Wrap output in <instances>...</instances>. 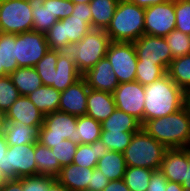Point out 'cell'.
<instances>
[{
	"instance_id": "6da1fadb",
	"label": "cell",
	"mask_w": 190,
	"mask_h": 191,
	"mask_svg": "<svg viewBox=\"0 0 190 191\" xmlns=\"http://www.w3.org/2000/svg\"><path fill=\"white\" fill-rule=\"evenodd\" d=\"M144 123L147 120L165 117L187 104V93L178 87L166 74L144 86Z\"/></svg>"
},
{
	"instance_id": "7a4b0ae2",
	"label": "cell",
	"mask_w": 190,
	"mask_h": 191,
	"mask_svg": "<svg viewBox=\"0 0 190 191\" xmlns=\"http://www.w3.org/2000/svg\"><path fill=\"white\" fill-rule=\"evenodd\" d=\"M142 128L167 148H187L190 141V107L186 104L165 117L147 120Z\"/></svg>"
},
{
	"instance_id": "3957f363",
	"label": "cell",
	"mask_w": 190,
	"mask_h": 191,
	"mask_svg": "<svg viewBox=\"0 0 190 191\" xmlns=\"http://www.w3.org/2000/svg\"><path fill=\"white\" fill-rule=\"evenodd\" d=\"M111 40L105 30L92 29L79 42H70L56 50L59 56L76 64L83 75L105 58Z\"/></svg>"
},
{
	"instance_id": "277c9868",
	"label": "cell",
	"mask_w": 190,
	"mask_h": 191,
	"mask_svg": "<svg viewBox=\"0 0 190 191\" xmlns=\"http://www.w3.org/2000/svg\"><path fill=\"white\" fill-rule=\"evenodd\" d=\"M145 8L119 0L114 16L105 30L111 41L134 42L145 34Z\"/></svg>"
},
{
	"instance_id": "5b68a950",
	"label": "cell",
	"mask_w": 190,
	"mask_h": 191,
	"mask_svg": "<svg viewBox=\"0 0 190 191\" xmlns=\"http://www.w3.org/2000/svg\"><path fill=\"white\" fill-rule=\"evenodd\" d=\"M168 148L148 135L143 128L135 132L123 152L127 167H144L160 170Z\"/></svg>"
},
{
	"instance_id": "8992f818",
	"label": "cell",
	"mask_w": 190,
	"mask_h": 191,
	"mask_svg": "<svg viewBox=\"0 0 190 191\" xmlns=\"http://www.w3.org/2000/svg\"><path fill=\"white\" fill-rule=\"evenodd\" d=\"M76 126L77 117L71 114L55 111L44 115L38 142L50 149L66 139L76 143Z\"/></svg>"
},
{
	"instance_id": "52a82bcc",
	"label": "cell",
	"mask_w": 190,
	"mask_h": 191,
	"mask_svg": "<svg viewBox=\"0 0 190 191\" xmlns=\"http://www.w3.org/2000/svg\"><path fill=\"white\" fill-rule=\"evenodd\" d=\"M28 0H0V32L20 34L33 30Z\"/></svg>"
},
{
	"instance_id": "ba28073f",
	"label": "cell",
	"mask_w": 190,
	"mask_h": 191,
	"mask_svg": "<svg viewBox=\"0 0 190 191\" xmlns=\"http://www.w3.org/2000/svg\"><path fill=\"white\" fill-rule=\"evenodd\" d=\"M93 28L87 18L70 15L58 20L46 33V41L50 50H58L70 42H79Z\"/></svg>"
},
{
	"instance_id": "9c48e42d",
	"label": "cell",
	"mask_w": 190,
	"mask_h": 191,
	"mask_svg": "<svg viewBox=\"0 0 190 191\" xmlns=\"http://www.w3.org/2000/svg\"><path fill=\"white\" fill-rule=\"evenodd\" d=\"M34 155L35 144L8 146L4 154L3 175L7 180L37 175Z\"/></svg>"
},
{
	"instance_id": "30bf717a",
	"label": "cell",
	"mask_w": 190,
	"mask_h": 191,
	"mask_svg": "<svg viewBox=\"0 0 190 191\" xmlns=\"http://www.w3.org/2000/svg\"><path fill=\"white\" fill-rule=\"evenodd\" d=\"M105 57L111 63L119 84L135 81L138 61L133 42L111 41Z\"/></svg>"
},
{
	"instance_id": "8fae6325",
	"label": "cell",
	"mask_w": 190,
	"mask_h": 191,
	"mask_svg": "<svg viewBox=\"0 0 190 191\" xmlns=\"http://www.w3.org/2000/svg\"><path fill=\"white\" fill-rule=\"evenodd\" d=\"M45 34L27 31L16 34V60L18 67H35L48 52Z\"/></svg>"
},
{
	"instance_id": "7c38bea8",
	"label": "cell",
	"mask_w": 190,
	"mask_h": 191,
	"mask_svg": "<svg viewBox=\"0 0 190 191\" xmlns=\"http://www.w3.org/2000/svg\"><path fill=\"white\" fill-rule=\"evenodd\" d=\"M174 0L145 8V34L166 37L176 27Z\"/></svg>"
},
{
	"instance_id": "4fadbf2b",
	"label": "cell",
	"mask_w": 190,
	"mask_h": 191,
	"mask_svg": "<svg viewBox=\"0 0 190 191\" xmlns=\"http://www.w3.org/2000/svg\"><path fill=\"white\" fill-rule=\"evenodd\" d=\"M133 44L137 54V61L156 63V65L161 66L167 72L174 58L165 37L144 34L134 41Z\"/></svg>"
},
{
	"instance_id": "5bb4252c",
	"label": "cell",
	"mask_w": 190,
	"mask_h": 191,
	"mask_svg": "<svg viewBox=\"0 0 190 191\" xmlns=\"http://www.w3.org/2000/svg\"><path fill=\"white\" fill-rule=\"evenodd\" d=\"M116 108L134 116L144 124V86L137 81L121 83L112 93Z\"/></svg>"
},
{
	"instance_id": "9a60e30c",
	"label": "cell",
	"mask_w": 190,
	"mask_h": 191,
	"mask_svg": "<svg viewBox=\"0 0 190 191\" xmlns=\"http://www.w3.org/2000/svg\"><path fill=\"white\" fill-rule=\"evenodd\" d=\"M88 92L89 87L87 86L86 80L81 77L74 84L61 92L58 111L76 117L86 115Z\"/></svg>"
},
{
	"instance_id": "2e32d148",
	"label": "cell",
	"mask_w": 190,
	"mask_h": 191,
	"mask_svg": "<svg viewBox=\"0 0 190 191\" xmlns=\"http://www.w3.org/2000/svg\"><path fill=\"white\" fill-rule=\"evenodd\" d=\"M87 86L96 91L113 93L119 85L111 63L105 57L82 75Z\"/></svg>"
},
{
	"instance_id": "e0dca14e",
	"label": "cell",
	"mask_w": 190,
	"mask_h": 191,
	"mask_svg": "<svg viewBox=\"0 0 190 191\" xmlns=\"http://www.w3.org/2000/svg\"><path fill=\"white\" fill-rule=\"evenodd\" d=\"M186 166H188V148H168L160 171L168 181L181 184L185 181Z\"/></svg>"
},
{
	"instance_id": "ac0fdd59",
	"label": "cell",
	"mask_w": 190,
	"mask_h": 191,
	"mask_svg": "<svg viewBox=\"0 0 190 191\" xmlns=\"http://www.w3.org/2000/svg\"><path fill=\"white\" fill-rule=\"evenodd\" d=\"M7 121H20L27 126L43 125L44 114L29 100L27 96H20L6 111Z\"/></svg>"
},
{
	"instance_id": "d6986e66",
	"label": "cell",
	"mask_w": 190,
	"mask_h": 191,
	"mask_svg": "<svg viewBox=\"0 0 190 191\" xmlns=\"http://www.w3.org/2000/svg\"><path fill=\"white\" fill-rule=\"evenodd\" d=\"M116 109L112 93L96 91L89 88L86 115L96 121L107 119Z\"/></svg>"
},
{
	"instance_id": "ffe728a7",
	"label": "cell",
	"mask_w": 190,
	"mask_h": 191,
	"mask_svg": "<svg viewBox=\"0 0 190 191\" xmlns=\"http://www.w3.org/2000/svg\"><path fill=\"white\" fill-rule=\"evenodd\" d=\"M93 168L75 165L63 166L56 179L69 191H87Z\"/></svg>"
},
{
	"instance_id": "44dd1931",
	"label": "cell",
	"mask_w": 190,
	"mask_h": 191,
	"mask_svg": "<svg viewBox=\"0 0 190 191\" xmlns=\"http://www.w3.org/2000/svg\"><path fill=\"white\" fill-rule=\"evenodd\" d=\"M38 126H27L20 121H7L2 129L8 146L35 144L39 139Z\"/></svg>"
},
{
	"instance_id": "7402d4cb",
	"label": "cell",
	"mask_w": 190,
	"mask_h": 191,
	"mask_svg": "<svg viewBox=\"0 0 190 191\" xmlns=\"http://www.w3.org/2000/svg\"><path fill=\"white\" fill-rule=\"evenodd\" d=\"M32 8L33 30L45 34L59 19L51 11V0H28Z\"/></svg>"
},
{
	"instance_id": "603a6c76",
	"label": "cell",
	"mask_w": 190,
	"mask_h": 191,
	"mask_svg": "<svg viewBox=\"0 0 190 191\" xmlns=\"http://www.w3.org/2000/svg\"><path fill=\"white\" fill-rule=\"evenodd\" d=\"M27 97L44 115H47L58 111L61 92L54 87L42 85Z\"/></svg>"
},
{
	"instance_id": "cb8c5ba5",
	"label": "cell",
	"mask_w": 190,
	"mask_h": 191,
	"mask_svg": "<svg viewBox=\"0 0 190 191\" xmlns=\"http://www.w3.org/2000/svg\"><path fill=\"white\" fill-rule=\"evenodd\" d=\"M108 151L109 149L101 140H97L92 144H79L72 163L94 169L97 166L98 160Z\"/></svg>"
},
{
	"instance_id": "d4e9b609",
	"label": "cell",
	"mask_w": 190,
	"mask_h": 191,
	"mask_svg": "<svg viewBox=\"0 0 190 191\" xmlns=\"http://www.w3.org/2000/svg\"><path fill=\"white\" fill-rule=\"evenodd\" d=\"M34 159L37 167V175H44L56 178L62 166L54 156L52 150L40 142L35 143Z\"/></svg>"
},
{
	"instance_id": "484cf974",
	"label": "cell",
	"mask_w": 190,
	"mask_h": 191,
	"mask_svg": "<svg viewBox=\"0 0 190 191\" xmlns=\"http://www.w3.org/2000/svg\"><path fill=\"white\" fill-rule=\"evenodd\" d=\"M9 76L20 96H27L43 85L35 67H18Z\"/></svg>"
},
{
	"instance_id": "4316f807",
	"label": "cell",
	"mask_w": 190,
	"mask_h": 191,
	"mask_svg": "<svg viewBox=\"0 0 190 191\" xmlns=\"http://www.w3.org/2000/svg\"><path fill=\"white\" fill-rule=\"evenodd\" d=\"M82 77L76 64L68 58L59 56L56 64L54 83L51 87L62 92Z\"/></svg>"
},
{
	"instance_id": "83f0119b",
	"label": "cell",
	"mask_w": 190,
	"mask_h": 191,
	"mask_svg": "<svg viewBox=\"0 0 190 191\" xmlns=\"http://www.w3.org/2000/svg\"><path fill=\"white\" fill-rule=\"evenodd\" d=\"M96 168L112 181L123 179L127 166L123 153L108 151L98 160Z\"/></svg>"
},
{
	"instance_id": "f1b7e54d",
	"label": "cell",
	"mask_w": 190,
	"mask_h": 191,
	"mask_svg": "<svg viewBox=\"0 0 190 191\" xmlns=\"http://www.w3.org/2000/svg\"><path fill=\"white\" fill-rule=\"evenodd\" d=\"M101 124L102 131L137 132L142 128L138 119L117 108Z\"/></svg>"
},
{
	"instance_id": "f546056e",
	"label": "cell",
	"mask_w": 190,
	"mask_h": 191,
	"mask_svg": "<svg viewBox=\"0 0 190 191\" xmlns=\"http://www.w3.org/2000/svg\"><path fill=\"white\" fill-rule=\"evenodd\" d=\"M119 0H91L92 28L106 30L114 16Z\"/></svg>"
},
{
	"instance_id": "4dcf8cb0",
	"label": "cell",
	"mask_w": 190,
	"mask_h": 191,
	"mask_svg": "<svg viewBox=\"0 0 190 191\" xmlns=\"http://www.w3.org/2000/svg\"><path fill=\"white\" fill-rule=\"evenodd\" d=\"M167 75L186 93L190 91V53L174 58L168 69Z\"/></svg>"
},
{
	"instance_id": "1f68e13d",
	"label": "cell",
	"mask_w": 190,
	"mask_h": 191,
	"mask_svg": "<svg viewBox=\"0 0 190 191\" xmlns=\"http://www.w3.org/2000/svg\"><path fill=\"white\" fill-rule=\"evenodd\" d=\"M0 60L4 73L10 75L18 68L16 60V34L0 32Z\"/></svg>"
},
{
	"instance_id": "d6a6232c",
	"label": "cell",
	"mask_w": 190,
	"mask_h": 191,
	"mask_svg": "<svg viewBox=\"0 0 190 191\" xmlns=\"http://www.w3.org/2000/svg\"><path fill=\"white\" fill-rule=\"evenodd\" d=\"M102 124L92 117L83 115L77 117L76 126V143L77 144H92L100 140Z\"/></svg>"
},
{
	"instance_id": "836d02e7",
	"label": "cell",
	"mask_w": 190,
	"mask_h": 191,
	"mask_svg": "<svg viewBox=\"0 0 190 191\" xmlns=\"http://www.w3.org/2000/svg\"><path fill=\"white\" fill-rule=\"evenodd\" d=\"M153 171L144 167H127L123 180L130 191H146Z\"/></svg>"
},
{
	"instance_id": "e575fe53",
	"label": "cell",
	"mask_w": 190,
	"mask_h": 191,
	"mask_svg": "<svg viewBox=\"0 0 190 191\" xmlns=\"http://www.w3.org/2000/svg\"><path fill=\"white\" fill-rule=\"evenodd\" d=\"M58 60V52L56 50H48L43 58L35 65L38 75L41 77L43 85L52 86L56 72V64Z\"/></svg>"
},
{
	"instance_id": "d590c367",
	"label": "cell",
	"mask_w": 190,
	"mask_h": 191,
	"mask_svg": "<svg viewBox=\"0 0 190 191\" xmlns=\"http://www.w3.org/2000/svg\"><path fill=\"white\" fill-rule=\"evenodd\" d=\"M135 132L101 131L100 140L109 149L123 153Z\"/></svg>"
},
{
	"instance_id": "8d00e7d4",
	"label": "cell",
	"mask_w": 190,
	"mask_h": 191,
	"mask_svg": "<svg viewBox=\"0 0 190 191\" xmlns=\"http://www.w3.org/2000/svg\"><path fill=\"white\" fill-rule=\"evenodd\" d=\"M167 72L156 63L137 62L135 81L141 85H149L165 76Z\"/></svg>"
},
{
	"instance_id": "74e56055",
	"label": "cell",
	"mask_w": 190,
	"mask_h": 191,
	"mask_svg": "<svg viewBox=\"0 0 190 191\" xmlns=\"http://www.w3.org/2000/svg\"><path fill=\"white\" fill-rule=\"evenodd\" d=\"M165 40L171 50L173 58L184 56L190 53L188 34L174 29L165 37Z\"/></svg>"
},
{
	"instance_id": "f35d334b",
	"label": "cell",
	"mask_w": 190,
	"mask_h": 191,
	"mask_svg": "<svg viewBox=\"0 0 190 191\" xmlns=\"http://www.w3.org/2000/svg\"><path fill=\"white\" fill-rule=\"evenodd\" d=\"M19 97V91L10 76L0 77V108L6 112Z\"/></svg>"
},
{
	"instance_id": "ab89813d",
	"label": "cell",
	"mask_w": 190,
	"mask_h": 191,
	"mask_svg": "<svg viewBox=\"0 0 190 191\" xmlns=\"http://www.w3.org/2000/svg\"><path fill=\"white\" fill-rule=\"evenodd\" d=\"M176 14L175 29L190 34V0H174Z\"/></svg>"
},
{
	"instance_id": "60d3db41",
	"label": "cell",
	"mask_w": 190,
	"mask_h": 191,
	"mask_svg": "<svg viewBox=\"0 0 190 191\" xmlns=\"http://www.w3.org/2000/svg\"><path fill=\"white\" fill-rule=\"evenodd\" d=\"M78 145L79 144L66 139L56 144L51 148V150L60 162V165L63 167L73 162L74 154L76 153Z\"/></svg>"
},
{
	"instance_id": "b9f144b4",
	"label": "cell",
	"mask_w": 190,
	"mask_h": 191,
	"mask_svg": "<svg viewBox=\"0 0 190 191\" xmlns=\"http://www.w3.org/2000/svg\"><path fill=\"white\" fill-rule=\"evenodd\" d=\"M55 178L44 175H34L19 178L23 183V191H47L49 184Z\"/></svg>"
},
{
	"instance_id": "7bdbcfd3",
	"label": "cell",
	"mask_w": 190,
	"mask_h": 191,
	"mask_svg": "<svg viewBox=\"0 0 190 191\" xmlns=\"http://www.w3.org/2000/svg\"><path fill=\"white\" fill-rule=\"evenodd\" d=\"M73 8L74 4L70 0H51V11L59 20L69 17Z\"/></svg>"
},
{
	"instance_id": "ee69618b",
	"label": "cell",
	"mask_w": 190,
	"mask_h": 191,
	"mask_svg": "<svg viewBox=\"0 0 190 191\" xmlns=\"http://www.w3.org/2000/svg\"><path fill=\"white\" fill-rule=\"evenodd\" d=\"M109 181L99 169L94 168L87 191H102L108 185Z\"/></svg>"
},
{
	"instance_id": "f6af8a7d",
	"label": "cell",
	"mask_w": 190,
	"mask_h": 191,
	"mask_svg": "<svg viewBox=\"0 0 190 191\" xmlns=\"http://www.w3.org/2000/svg\"><path fill=\"white\" fill-rule=\"evenodd\" d=\"M167 178L160 170H154L146 191H166Z\"/></svg>"
},
{
	"instance_id": "bcb514c9",
	"label": "cell",
	"mask_w": 190,
	"mask_h": 191,
	"mask_svg": "<svg viewBox=\"0 0 190 191\" xmlns=\"http://www.w3.org/2000/svg\"><path fill=\"white\" fill-rule=\"evenodd\" d=\"M74 17L87 18V23L92 27V13L90 5L87 3L74 4L73 12Z\"/></svg>"
},
{
	"instance_id": "7dc6e473",
	"label": "cell",
	"mask_w": 190,
	"mask_h": 191,
	"mask_svg": "<svg viewBox=\"0 0 190 191\" xmlns=\"http://www.w3.org/2000/svg\"><path fill=\"white\" fill-rule=\"evenodd\" d=\"M102 191H130L124 180H112Z\"/></svg>"
},
{
	"instance_id": "c3c4849f",
	"label": "cell",
	"mask_w": 190,
	"mask_h": 191,
	"mask_svg": "<svg viewBox=\"0 0 190 191\" xmlns=\"http://www.w3.org/2000/svg\"><path fill=\"white\" fill-rule=\"evenodd\" d=\"M0 191H23V183L19 179L7 180Z\"/></svg>"
},
{
	"instance_id": "681fc988",
	"label": "cell",
	"mask_w": 190,
	"mask_h": 191,
	"mask_svg": "<svg viewBox=\"0 0 190 191\" xmlns=\"http://www.w3.org/2000/svg\"><path fill=\"white\" fill-rule=\"evenodd\" d=\"M8 151V144L2 131H0V171L3 173L4 154Z\"/></svg>"
},
{
	"instance_id": "f907efd6",
	"label": "cell",
	"mask_w": 190,
	"mask_h": 191,
	"mask_svg": "<svg viewBox=\"0 0 190 191\" xmlns=\"http://www.w3.org/2000/svg\"><path fill=\"white\" fill-rule=\"evenodd\" d=\"M131 3H134L140 7L146 8L152 5L160 4L163 2H167L169 0H127Z\"/></svg>"
},
{
	"instance_id": "816d5d0a",
	"label": "cell",
	"mask_w": 190,
	"mask_h": 191,
	"mask_svg": "<svg viewBox=\"0 0 190 191\" xmlns=\"http://www.w3.org/2000/svg\"><path fill=\"white\" fill-rule=\"evenodd\" d=\"M181 186L190 191V149H188V166H186L185 181L181 183Z\"/></svg>"
},
{
	"instance_id": "f5cc1de1",
	"label": "cell",
	"mask_w": 190,
	"mask_h": 191,
	"mask_svg": "<svg viewBox=\"0 0 190 191\" xmlns=\"http://www.w3.org/2000/svg\"><path fill=\"white\" fill-rule=\"evenodd\" d=\"M47 191H69L56 178L49 184Z\"/></svg>"
},
{
	"instance_id": "db71d44e",
	"label": "cell",
	"mask_w": 190,
	"mask_h": 191,
	"mask_svg": "<svg viewBox=\"0 0 190 191\" xmlns=\"http://www.w3.org/2000/svg\"><path fill=\"white\" fill-rule=\"evenodd\" d=\"M166 191H186L181 184L177 182L168 181L166 185Z\"/></svg>"
},
{
	"instance_id": "11a10c76",
	"label": "cell",
	"mask_w": 190,
	"mask_h": 191,
	"mask_svg": "<svg viewBox=\"0 0 190 191\" xmlns=\"http://www.w3.org/2000/svg\"><path fill=\"white\" fill-rule=\"evenodd\" d=\"M6 120V112L0 108V131H2L3 127L5 126Z\"/></svg>"
},
{
	"instance_id": "9f6ffc18",
	"label": "cell",
	"mask_w": 190,
	"mask_h": 191,
	"mask_svg": "<svg viewBox=\"0 0 190 191\" xmlns=\"http://www.w3.org/2000/svg\"><path fill=\"white\" fill-rule=\"evenodd\" d=\"M7 181V178L3 175V173L0 171V189L4 186L5 182Z\"/></svg>"
},
{
	"instance_id": "6f0895ef",
	"label": "cell",
	"mask_w": 190,
	"mask_h": 191,
	"mask_svg": "<svg viewBox=\"0 0 190 191\" xmlns=\"http://www.w3.org/2000/svg\"><path fill=\"white\" fill-rule=\"evenodd\" d=\"M73 4H78V3H87L89 4L91 0H70Z\"/></svg>"
},
{
	"instance_id": "680465c9",
	"label": "cell",
	"mask_w": 190,
	"mask_h": 191,
	"mask_svg": "<svg viewBox=\"0 0 190 191\" xmlns=\"http://www.w3.org/2000/svg\"><path fill=\"white\" fill-rule=\"evenodd\" d=\"M6 74L4 73L3 67H1V60H0V77H4Z\"/></svg>"
},
{
	"instance_id": "91938a15",
	"label": "cell",
	"mask_w": 190,
	"mask_h": 191,
	"mask_svg": "<svg viewBox=\"0 0 190 191\" xmlns=\"http://www.w3.org/2000/svg\"><path fill=\"white\" fill-rule=\"evenodd\" d=\"M187 104L190 107V91L187 93Z\"/></svg>"
}]
</instances>
